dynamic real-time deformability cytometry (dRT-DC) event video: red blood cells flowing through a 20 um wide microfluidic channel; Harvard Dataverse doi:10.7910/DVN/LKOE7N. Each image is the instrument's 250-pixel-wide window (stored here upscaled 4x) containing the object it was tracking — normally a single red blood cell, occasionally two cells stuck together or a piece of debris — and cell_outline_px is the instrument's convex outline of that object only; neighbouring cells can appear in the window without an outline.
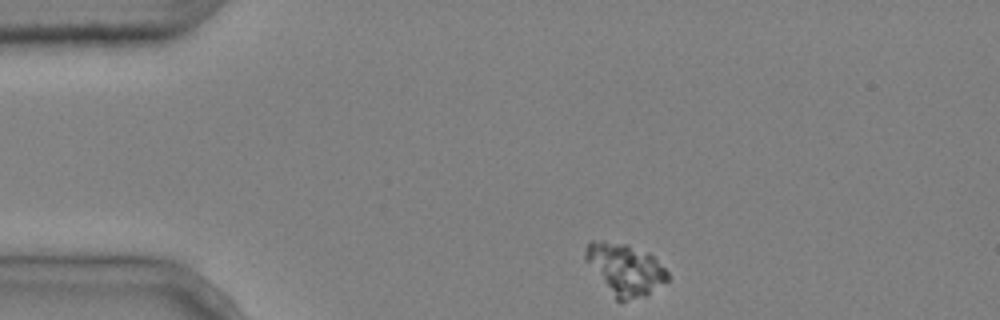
{"species": "common noctule bat (a hibernating species)", "species_latin": "Nyctalus noctula", "temperature_condition": "cold", "stored_images_in_passage": 2, "camera_frame_rate_fps": 3000, "um_per_image_px": 0.085, "animal": {"sex": "male", "body_mass_g": 20.4}, "frame": {"image": 1, "passage_image": 1, "time_ms": 0.0, "image_size_px": [1000, 320], "cell_outline_px": [[668, 280], [644, 296], [624, 300], [616, 300], [584, 260], [584, 252], [588, 240], [604, 240], [624, 244], [648, 252], [668, 272]], "centroid_in_image_um": [53.07, 22.86], "position_along_channel_um": 31.9, "area_um2": 24.39}}